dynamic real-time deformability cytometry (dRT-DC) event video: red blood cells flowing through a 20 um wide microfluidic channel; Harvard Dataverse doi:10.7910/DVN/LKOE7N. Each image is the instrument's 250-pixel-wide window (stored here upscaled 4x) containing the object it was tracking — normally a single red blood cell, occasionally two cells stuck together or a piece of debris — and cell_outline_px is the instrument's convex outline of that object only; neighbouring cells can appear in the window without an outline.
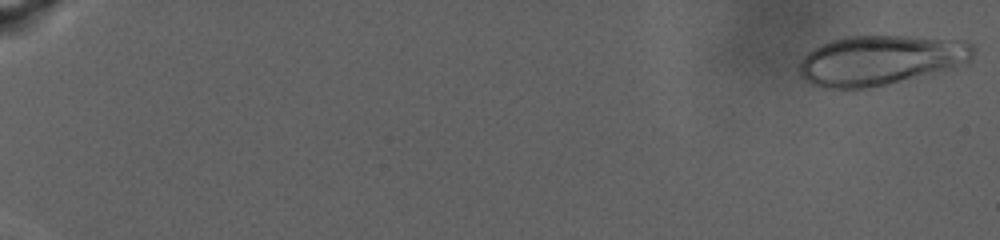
{"species": "human", "species_latin": "Homo sapiens", "temperature_condition": "warm", "stored_images_in_passage": 91, "camera_frame_rate_fps": 3000, "um_per_image_px": 0.085, "donor": {"sex": "male"}, "frame": {"image": 1, "passage_image": 2, "time_ms": 0.333, "image_size_px": [1000, 240], "cell_outline_px": [[976, 52], [972, 60], [968, 64], [952, 68], [884, 84], [864, 88], [824, 88], [812, 84], [804, 80], [800, 76], [800, 60], [808, 52], [820, 44], [844, 36], [908, 36], [964, 40], [972, 44], [976, 48]], "centroid_in_image_um": [74.87, 5.09], "position_along_channel_um": 10.1, "area_um2": 50.58}}
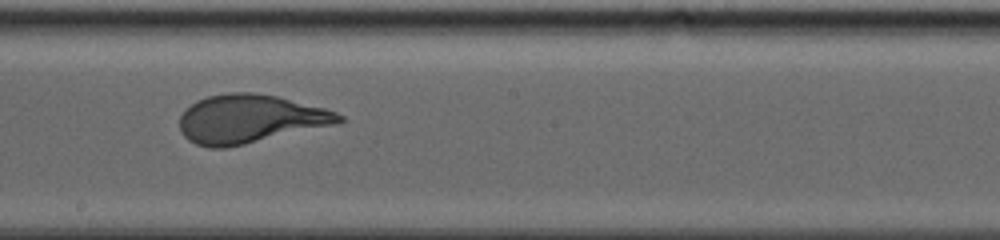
{"frame": {"image": 2, "passage_image": 57, "time_ms": 18.667, "image_size_px": [1000, 240], "cell_outline_px": [[344, 120], [336, 124], [244, 144], [224, 148], [208, 148], [196, 144], [188, 140], [180, 132], [180, 116], [196, 100], [208, 96], [228, 92], [252, 92], [276, 96], [324, 108], [336, 112], [344, 116]], "centroid_in_image_um": [21.22, 10.11], "position_along_channel_um": 227.0, "area_um2": 44.74}}
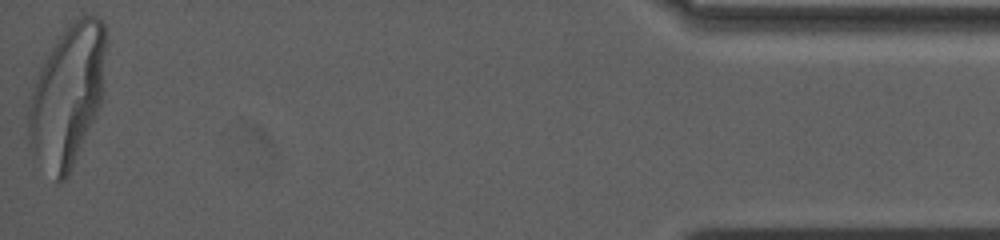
{"frame": {"image": 3, "passage_image": 91, "time_ms": 30.0, "image_size_px": [1000, 240], "cell_outline_px": [[108, 40], [100, 104], [96, 116], [68, 176], [64, 180], [56, 184], [32, 160], [28, 148], [28, 108], [32, 92], [40, 68], [44, 60], [68, 24], [80, 16], [96, 16], [104, 24]], "centroid_in_image_um": [5.71, 8.22], "position_along_channel_um": 429.5, "area_um2": 64.5}}